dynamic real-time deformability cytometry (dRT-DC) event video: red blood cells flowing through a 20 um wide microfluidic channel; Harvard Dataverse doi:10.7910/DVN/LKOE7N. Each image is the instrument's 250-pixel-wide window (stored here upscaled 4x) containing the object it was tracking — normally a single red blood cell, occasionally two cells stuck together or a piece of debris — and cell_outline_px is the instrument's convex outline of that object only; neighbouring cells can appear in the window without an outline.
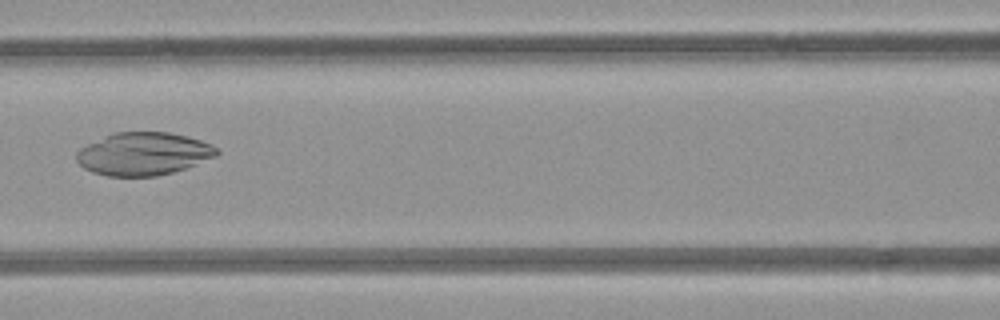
{"species": "common noctule bat (a hibernating species)", "species_latin": "Nyctalus noctula", "temperature_condition": "room temperature", "stored_images_in_passage": 5, "camera_frame_rate_fps": 3000, "um_per_image_px": 0.085, "animal": {"sex": "female", "body_mass_g": 21.9}, "frame": {"image": 1, "passage_image": 4, "time_ms": 3.333, "image_size_px": [1000, 320], "cell_outline_px": [[220, 152], [216, 156], [184, 168], [172, 172], [156, 176], [108, 176], [92, 172], [84, 168], [76, 160], [76, 152], [80, 148], [112, 132], [168, 132], [200, 140], [216, 148]], "centroid_in_image_um": [12.15, 13.07], "position_along_channel_um": 154.5, "area_um2": 34.68}}
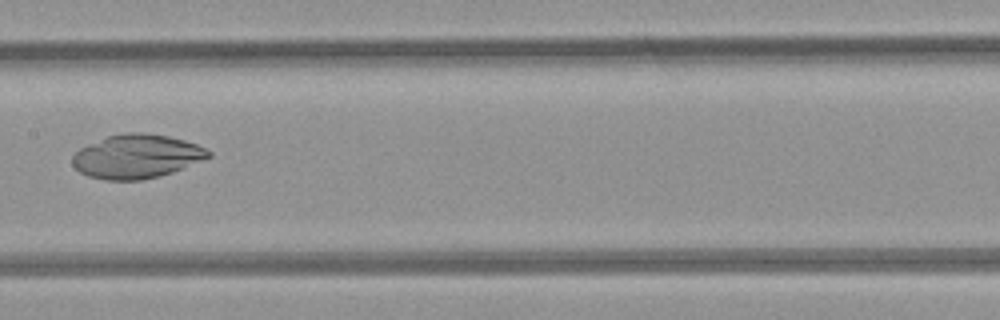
{"frame": {"image": 2, "passage_image": 5, "time_ms": 4.333, "image_size_px": [1000, 320], "cell_outline_px": [[212, 156], [172, 172], [144, 180], [104, 180], [88, 176], [80, 172], [72, 164], [72, 156], [80, 148], [88, 144], [108, 136], [124, 132], [144, 132], [168, 136], [184, 140], [196, 144], [212, 152]], "centroid_in_image_um": [11.6, 13.29], "position_along_channel_um": 195.8, "area_um2": 34.74}}